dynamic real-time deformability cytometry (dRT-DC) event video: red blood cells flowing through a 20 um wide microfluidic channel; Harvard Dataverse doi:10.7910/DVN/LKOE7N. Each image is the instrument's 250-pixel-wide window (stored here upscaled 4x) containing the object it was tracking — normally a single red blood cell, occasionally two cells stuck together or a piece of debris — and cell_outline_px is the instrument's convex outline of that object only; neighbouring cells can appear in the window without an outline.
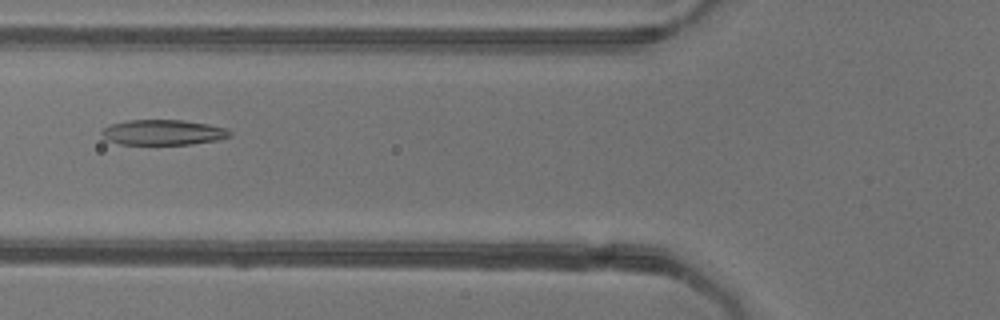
{"species": "common noctule bat (a hibernating species)", "species_latin": "Nyctalus noctula", "temperature_condition": "warm", "stored_images_in_passage": 52, "camera_frame_rate_fps": 3000, "um_per_image_px": 0.085, "animal": {"sex": "female"}, "frame": {"image": 1, "passage_image": 20, "time_ms": 6.333, "image_size_px": [1000, 320], "cell_outline_px": [[232, 136], [216, 140], [192, 144], [120, 144], [108, 140], [100, 132], [104, 128], [112, 124], [128, 120], [184, 120], [208, 124], [228, 128], [232, 132]], "centroid_in_image_um": [13.91, 11.25], "position_along_channel_um": 111.9, "area_um2": 18.84}}
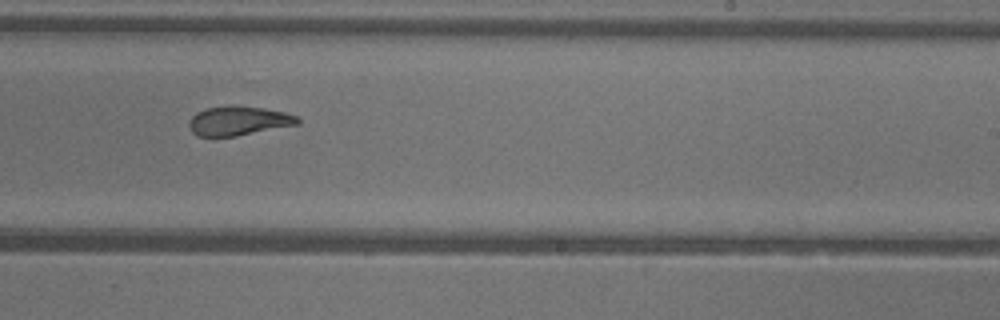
{"frame": {"image": 2, "passage_image": 32, "time_ms": 10.333, "image_size_px": [1000, 320], "cell_outline_px": [[300, 124], [236, 136], [196, 136], [192, 132], [188, 124], [192, 116], [196, 112], [204, 108], [228, 104], [236, 104], [264, 108], [284, 112], [296, 116], [300, 120]], "centroid_in_image_um": [20.25, 10.24], "position_along_channel_um": 268.7, "area_um2": 18.84}}
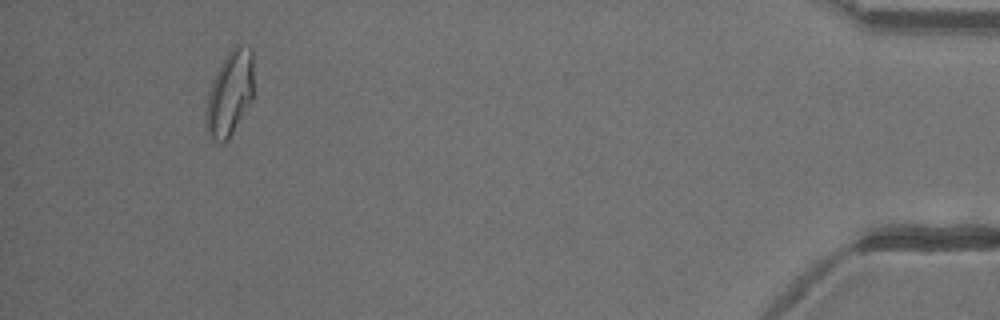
{"frame": {"image": 3, "passage_image": 49, "time_ms": 16.0, "image_size_px": [1000, 320], "cell_outline_px": [[252, 100], [228, 140], [224, 144], [220, 144], [212, 140], [208, 132], [204, 120], [208, 92], [212, 80], [224, 56], [236, 44], [240, 44], [252, 48]], "centroid_in_image_um": [19.5, 7.96], "position_along_channel_um": 415.7, "area_um2": 23.81}, "authors_computed_cell_mechanics": {"area_um2": 20.8947, "velocity_mm_per_s": 3.9266, "shape_relaxation_time_tau1_ms": null, "shape_relaxation_time_tau2_ms": 2.145, "deformation_change_tau1": null, "deformation_change_tau2": 0.1012}}